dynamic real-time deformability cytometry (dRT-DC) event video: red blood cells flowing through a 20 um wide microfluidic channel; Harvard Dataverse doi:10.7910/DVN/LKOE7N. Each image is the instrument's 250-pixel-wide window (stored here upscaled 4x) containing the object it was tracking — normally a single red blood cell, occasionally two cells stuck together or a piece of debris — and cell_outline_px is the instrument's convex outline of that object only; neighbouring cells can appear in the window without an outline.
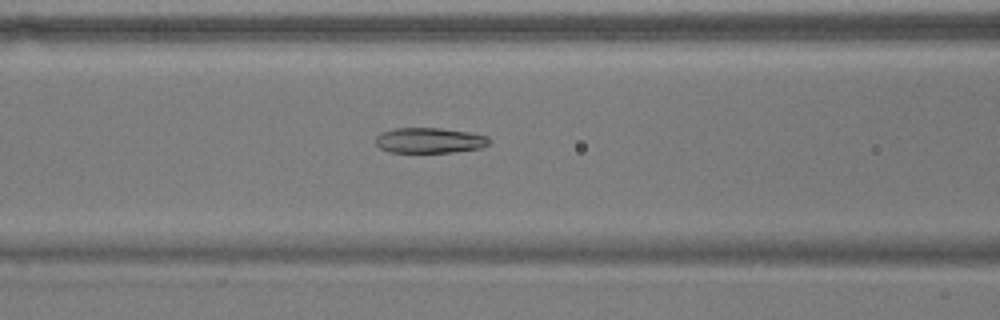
{"species": "common noctule bat (a hibernating species)", "species_latin": "Nyctalus noctula", "temperature_condition": "warm", "stored_images_in_passage": 55, "camera_frame_rate_fps": 3000, "um_per_image_px": 0.085, "animal": {"sex": "male", "body_mass_g": 17.9}, "frame": {"image": 1, "passage_image": 22, "time_ms": 7.0, "image_size_px": [1000, 320], "cell_outline_px": [[492, 140], [488, 144], [480, 148], [452, 152], [388, 152], [380, 148], [376, 144], [376, 136], [384, 132], [396, 128], [440, 128], [468, 132], [488, 136]], "centroid_in_image_um": [36.53, 11.93], "position_along_channel_um": 130.1, "area_um2": 16.7}}
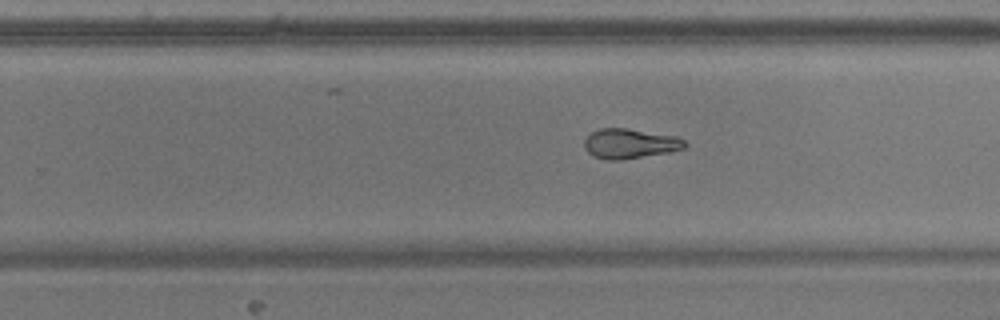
{"frame": {"image": 2, "passage_image": 34, "time_ms": 11.0, "image_size_px": [1000, 320], "cell_outline_px": [[688, 144], [684, 148], [672, 152], [620, 160], [608, 160], [592, 156], [584, 148], [584, 140], [592, 132], [600, 128], [628, 128], [676, 136], [684, 140]], "centroid_in_image_um": [53.55, 12.21], "position_along_channel_um": 276.2, "area_um2": 17.63}}
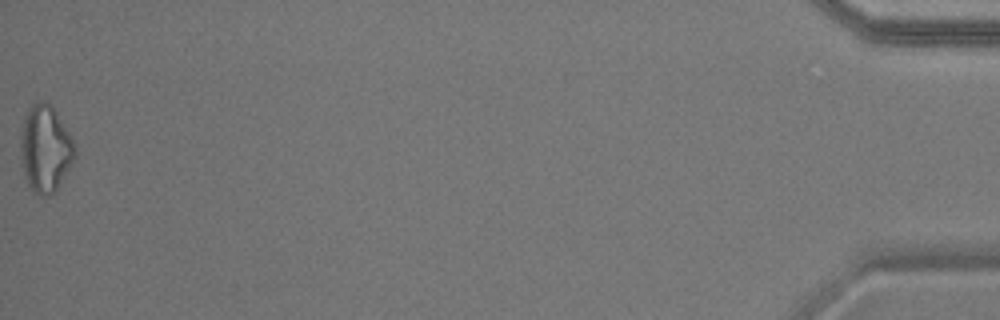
{"frame": {"image": 3, "passage_image": 55, "time_ms": 18.0, "image_size_px": [1000, 320], "cell_outline_px": [[76, 156], [56, 188], [48, 196], [40, 196], [28, 184], [24, 176], [20, 148], [20, 136], [24, 116], [28, 108], [36, 100], [44, 100], [52, 104], [68, 132], [76, 148]], "centroid_in_image_um": [3.83, 12.57], "position_along_channel_um": 431.4, "area_um2": 27.34}, "authors_computed_cell_mechanics": {"area_um2": 19.8254, "velocity_mm_per_s": 3.658, "shape_relaxation_time_tau1_ms": 8.5364, "shape_relaxation_time_tau2_ms": 2.0552, "deformation_change_tau1": 0.2178, "deformation_change_tau2": 0.0867}}